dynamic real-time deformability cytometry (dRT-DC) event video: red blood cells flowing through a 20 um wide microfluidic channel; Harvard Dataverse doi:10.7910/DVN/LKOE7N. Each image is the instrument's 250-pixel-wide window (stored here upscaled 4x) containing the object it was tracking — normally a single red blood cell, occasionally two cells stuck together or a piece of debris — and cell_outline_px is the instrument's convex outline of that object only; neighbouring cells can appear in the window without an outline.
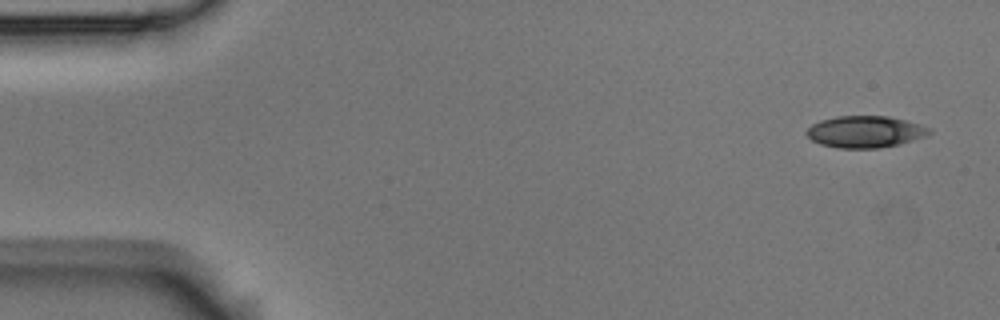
{"species": "Egyptian fruit bat (a non-hibernating species)", "species_latin": "Rousettus aegyptiacus", "temperature_condition": "room temperature", "stored_images_in_passage": 4, "camera_frame_rate_fps": 3000, "um_per_image_px": 0.085, "animal": {"sex": "male"}, "frame": {"image": 1, "passage_image": 1, "time_ms": 0.0, "image_size_px": [1000, 320], "cell_outline_px": [[932, 132], [928, 136], [900, 144], [876, 148], [840, 148], [820, 144], [812, 140], [804, 132], [812, 124], [820, 120], [836, 116], [888, 116], [920, 124], [932, 128]], "centroid_in_image_um": [73.56, 11.2], "position_along_channel_um": 11.4, "area_um2": 22.83}}